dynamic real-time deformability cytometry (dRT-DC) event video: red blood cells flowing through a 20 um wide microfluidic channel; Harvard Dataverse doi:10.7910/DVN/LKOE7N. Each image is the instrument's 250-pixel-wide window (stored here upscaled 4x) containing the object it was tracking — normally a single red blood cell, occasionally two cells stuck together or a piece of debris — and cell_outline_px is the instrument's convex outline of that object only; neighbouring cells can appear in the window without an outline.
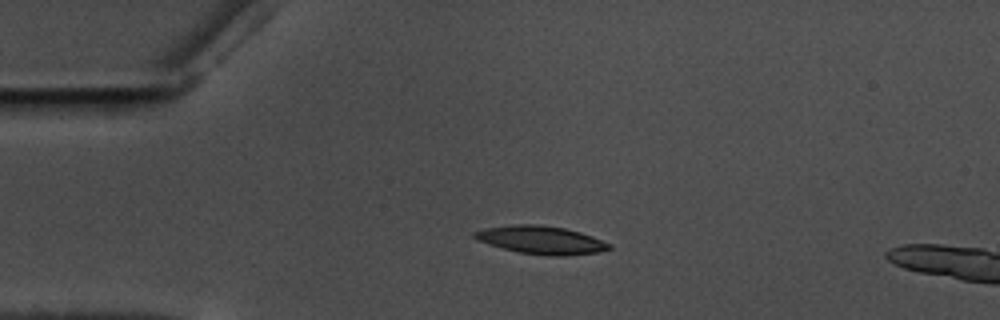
{"species": "common noctule bat (a hibernating species)", "species_latin": "Nyctalus noctula", "temperature_condition": "warm", "stored_images_in_passage": 18, "camera_frame_rate_fps": 3000, "um_per_image_px": 0.085, "animal": {"sex": "male", "body_mass_g": 17.5, "forearm_length_mm": 52.3}, "frame": {"image": 1, "passage_image": 13, "time_ms": 4.0, "image_size_px": [1000, 320], "cell_outline_px": [[612, 248], [600, 252], [564, 256], [548, 256], [520, 252], [488, 244], [476, 240], [472, 236], [472, 232], [484, 228], [516, 224], [536, 224], [564, 228], [580, 232], [592, 236], [612, 244]], "centroid_in_image_um": [46.0, 20.4], "position_along_channel_um": 39.0, "area_um2": 22.08}}